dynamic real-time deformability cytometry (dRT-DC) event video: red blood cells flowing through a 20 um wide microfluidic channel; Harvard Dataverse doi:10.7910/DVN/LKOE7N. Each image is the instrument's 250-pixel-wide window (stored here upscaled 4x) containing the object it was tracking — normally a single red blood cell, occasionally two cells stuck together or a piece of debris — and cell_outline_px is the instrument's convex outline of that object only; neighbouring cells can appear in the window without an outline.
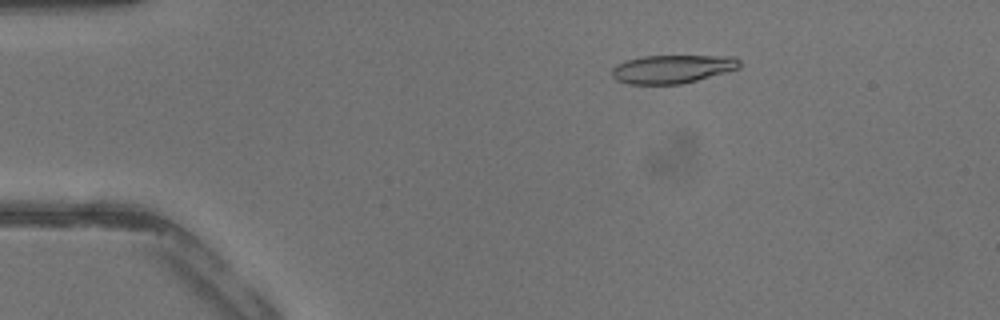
{"species": "common noctule bat (a hibernating species)", "species_latin": "Nyctalus noctula", "temperature_condition": "warm", "stored_images_in_passage": 42, "camera_frame_rate_fps": 3000, "um_per_image_px": 0.085, "animal": {"sex": "male", "body_mass_g": 13.3}, "frame": {"image": 1, "passage_image": 8, "time_ms": 2.333, "image_size_px": [1000, 320], "cell_outline_px": [[740, 68], [696, 80], [680, 84], [628, 84], [616, 80], [612, 76], [612, 68], [616, 64], [624, 60], [644, 56], [736, 56], [740, 60]], "centroid_in_image_um": [57.12, 5.86], "position_along_channel_um": 27.9, "area_um2": 21.15}}
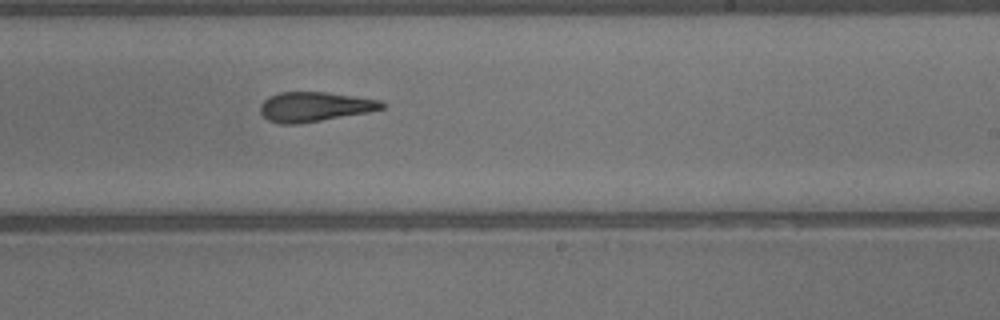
{"frame": {"image": 2, "passage_image": 26, "time_ms": 8.333, "image_size_px": [1000, 320], "cell_outline_px": [[384, 108], [368, 112], [296, 124], [280, 124], [268, 120], [260, 112], [260, 104], [268, 96], [280, 92], [328, 92], [356, 96], [380, 100], [384, 104]], "centroid_in_image_um": [26.71, 9.06], "position_along_channel_um": 262.3, "area_um2": 20.92}}
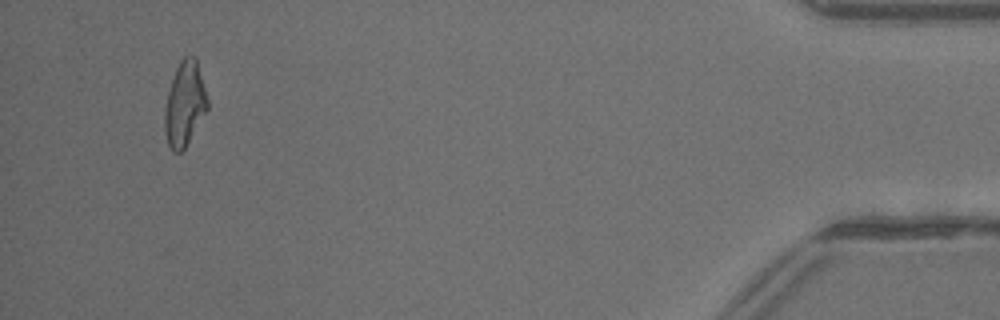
{"frame": {"image": 3, "passage_image": 40, "time_ms": 13.0, "image_size_px": [1000, 320], "cell_outline_px": [[208, 108], [184, 148], [180, 152], [172, 152], [168, 144], [164, 132], [164, 108], [168, 92], [176, 68], [180, 60], [184, 56], [196, 56], [208, 100]], "centroid_in_image_um": [15.68, 8.82], "position_along_channel_um": 419.5, "area_um2": 20.92}}